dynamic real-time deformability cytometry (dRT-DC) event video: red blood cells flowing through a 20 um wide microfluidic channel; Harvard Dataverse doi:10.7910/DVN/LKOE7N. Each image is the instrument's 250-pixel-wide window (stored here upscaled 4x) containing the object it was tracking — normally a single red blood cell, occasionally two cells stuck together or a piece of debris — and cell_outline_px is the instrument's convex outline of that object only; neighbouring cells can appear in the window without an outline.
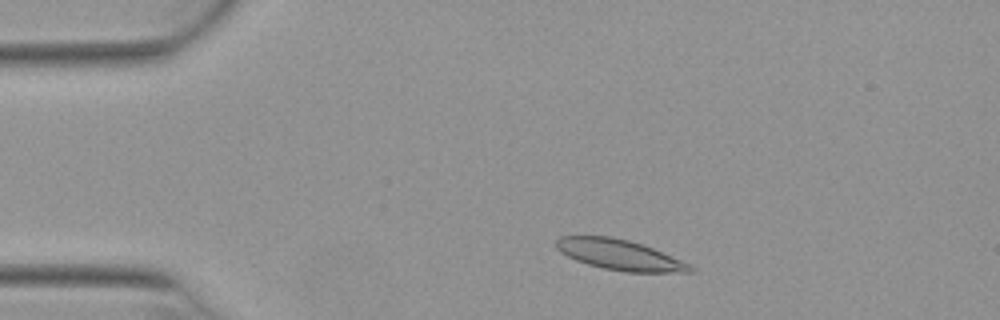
{"species": "Egyptian fruit bat (a non-hibernating species)", "species_latin": "Rousettus aegyptiacus", "temperature_condition": "warm", "stored_images_in_passage": 48, "camera_frame_rate_fps": 3000, "um_per_image_px": 0.085, "animal": {"sex": "female"}, "frame": {"image": 1, "passage_image": 6, "time_ms": 1.667, "image_size_px": [1000, 320], "cell_outline_px": [[696, 272], [624, 272], [604, 268], [588, 264], [576, 260], [560, 252], [556, 248], [556, 240], [560, 236], [612, 236], [628, 240], [652, 248], [692, 264], [696, 268]], "centroid_in_image_um": [52.7, 21.66], "position_along_channel_um": 32.3, "area_um2": 23.76}}
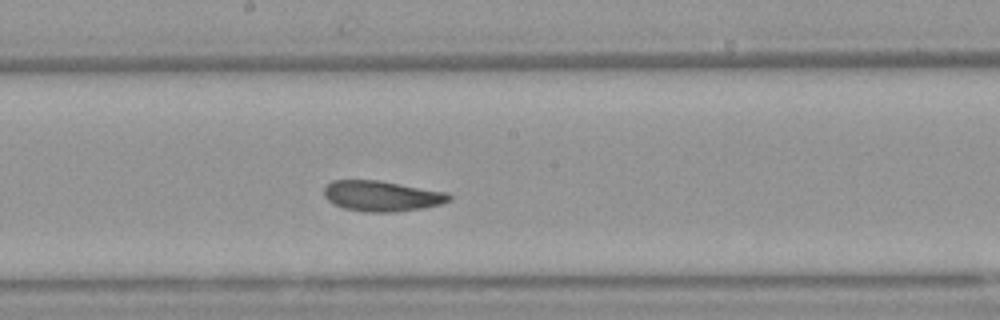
{"frame": {"image": 2, "passage_image": 24, "time_ms": 7.667, "image_size_px": [1000, 320], "cell_outline_px": [[452, 200], [440, 204], [424, 208], [396, 212], [364, 212], [344, 208], [328, 200], [324, 196], [324, 188], [332, 180], [376, 180], [448, 192], [452, 196]], "centroid_in_image_um": [32.48, 16.66], "position_along_channel_um": 215.7, "area_um2": 22.25}}
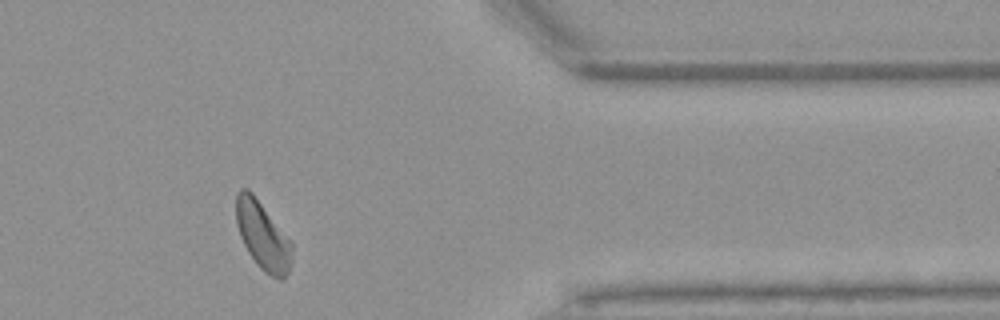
{"frame": {"image": 3, "passage_image": 39, "time_ms": 12.667, "image_size_px": [1000, 320], "cell_outline_px": [[292, 260], [288, 272], [280, 280], [264, 272], [256, 264], [248, 252], [240, 236], [236, 224], [236, 192], [240, 188], [248, 188], [252, 192], [292, 244]], "centroid_in_image_um": [22.3, 20.03], "position_along_channel_um": 389.1, "area_um2": 21.85}, "authors_computed_cell_mechanics": {"area_um2": 22.542, "velocity_mm_per_s": 3.8958, "shape_relaxation_time_tau1_ms": 3.851, "shape_relaxation_time_tau2_ms": 2.3216, "deformation_change_tau1": 0.1424, "deformation_change_tau2": 0.0971}}